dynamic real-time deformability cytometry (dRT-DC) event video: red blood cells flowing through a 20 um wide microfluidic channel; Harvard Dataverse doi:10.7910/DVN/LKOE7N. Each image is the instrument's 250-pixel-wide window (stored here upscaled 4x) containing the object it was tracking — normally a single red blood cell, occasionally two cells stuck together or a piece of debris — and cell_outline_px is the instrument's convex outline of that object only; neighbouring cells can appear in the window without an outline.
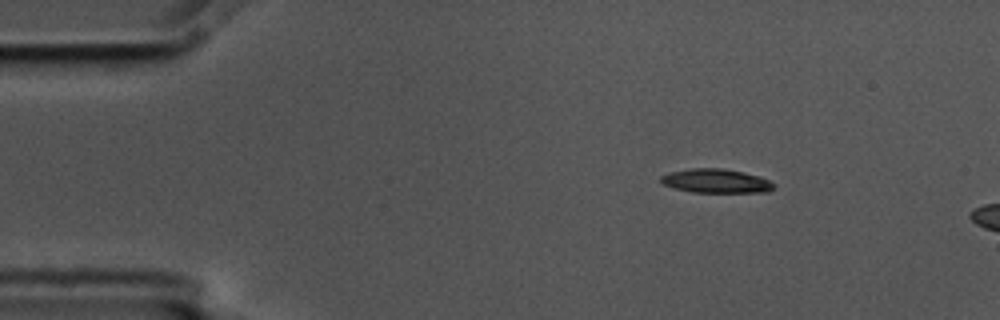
{"species": "common noctule bat (a hibernating species)", "species_latin": "Nyctalus noctula", "temperature_condition": "cold", "stored_images_in_passage": 3, "camera_frame_rate_fps": 3000, "um_per_image_px": 0.085, "animal": {"sex": "male", "body_mass_g": 17.5, "forearm_length_mm": 52.3}, "frame": {"image": 1, "passage_image": 1, "time_ms": 0.0, "image_size_px": [1000, 320], "cell_outline_px": [[776, 184], [768, 192], [692, 192], [676, 188], [664, 184], [660, 180], [660, 176], [672, 172], [692, 168], [720, 168], [744, 172], [760, 176]], "centroid_in_image_um": [60.89, 15.38], "position_along_channel_um": 24.1, "area_um2": 15.61}}